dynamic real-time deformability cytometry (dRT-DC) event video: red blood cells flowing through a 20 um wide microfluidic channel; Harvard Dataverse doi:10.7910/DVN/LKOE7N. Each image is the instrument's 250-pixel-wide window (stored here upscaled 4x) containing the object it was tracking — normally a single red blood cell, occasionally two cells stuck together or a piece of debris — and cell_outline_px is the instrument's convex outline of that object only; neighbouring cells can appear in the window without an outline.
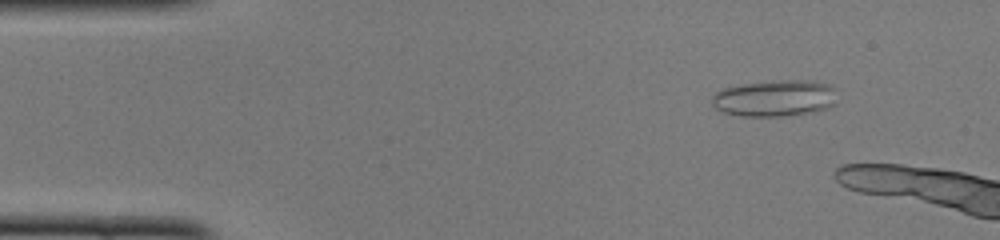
{"species": "common noctule bat (a hibernating species)", "species_latin": "Nyctalus noctula", "temperature_condition": "cold", "stored_images_in_passage": 10, "camera_frame_rate_fps": 3000, "um_per_image_px": 0.085, "animal": {"sex": "female", "body_mass_g": 22.0, "forearm_length_mm": 56.7}, "frame": {"image": 1, "passage_image": 6, "time_ms": 1.667, "image_size_px": [1000, 240], "cell_outline_px": [[832, 104], [828, 108], [780, 116], [740, 116], [720, 112], [712, 104], [712, 100], [716, 92], [724, 88], [748, 84], [780, 80], [812, 80], [828, 84], [832, 88]], "centroid_in_image_um": [65.78, 8.35], "position_along_channel_um": 19.2, "area_um2": 25.84}}